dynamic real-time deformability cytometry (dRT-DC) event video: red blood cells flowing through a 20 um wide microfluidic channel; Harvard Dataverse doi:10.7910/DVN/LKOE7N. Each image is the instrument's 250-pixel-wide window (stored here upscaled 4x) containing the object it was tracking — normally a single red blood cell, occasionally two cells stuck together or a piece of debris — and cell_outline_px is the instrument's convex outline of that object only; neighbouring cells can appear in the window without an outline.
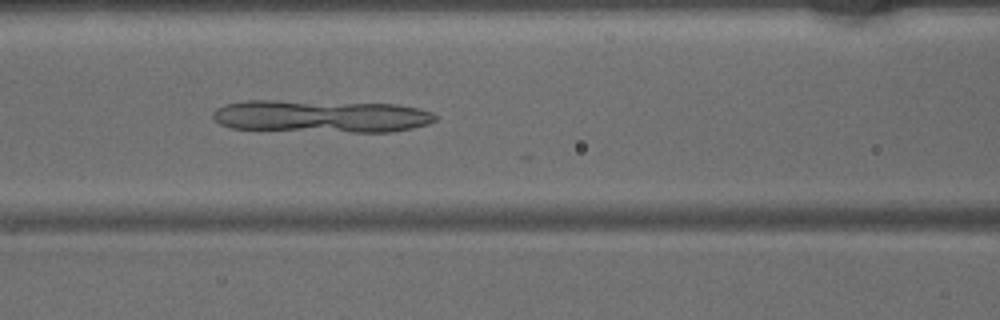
{"species": "common noctule bat (a hibernating species)", "species_latin": "Nyctalus noctula", "temperature_condition": "warm", "stored_images_in_passage": 23, "camera_frame_rate_fps": 3000, "um_per_image_px": 0.085, "animal": {"sex": "male", "body_mass_g": 15.6}, "frame": {"image": 1, "passage_image": 19, "time_ms": 6.0, "image_size_px": [1000, 320], "cell_outline_px": [[436, 120], [428, 124], [412, 128], [392, 132], [352, 132], [232, 128], [220, 124], [212, 116], [212, 112], [216, 108], [224, 104], [244, 100], [276, 100], [396, 104], [416, 108], [432, 112], [436, 116]], "centroid_in_image_um": [27.28, 9.87], "position_along_channel_um": 139.3, "area_um2": 42.19}}
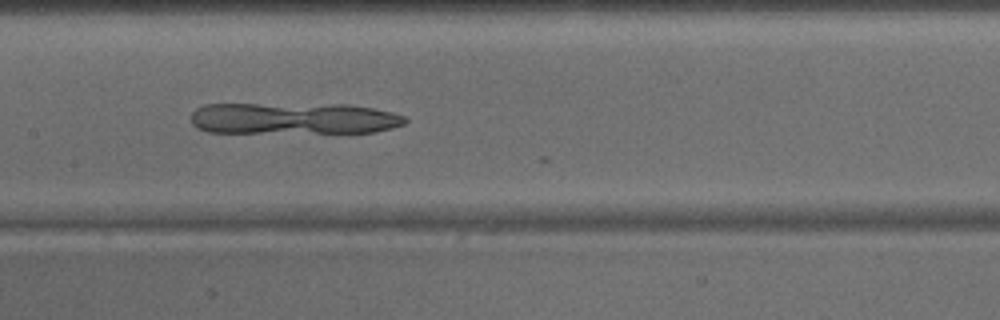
{"frame": {"image": 2, "passage_image": 22, "time_ms": 7.0, "image_size_px": [1000, 320], "cell_outline_px": [[408, 120], [404, 124], [392, 128], [376, 132], [348, 136], [208, 132], [196, 128], [192, 124], [192, 112], [196, 108], [204, 104], [348, 104], [372, 108], [392, 112], [404, 116]], "centroid_in_image_um": [25.03, 10.13], "position_along_channel_um": 182.4, "area_um2": 41.96}}